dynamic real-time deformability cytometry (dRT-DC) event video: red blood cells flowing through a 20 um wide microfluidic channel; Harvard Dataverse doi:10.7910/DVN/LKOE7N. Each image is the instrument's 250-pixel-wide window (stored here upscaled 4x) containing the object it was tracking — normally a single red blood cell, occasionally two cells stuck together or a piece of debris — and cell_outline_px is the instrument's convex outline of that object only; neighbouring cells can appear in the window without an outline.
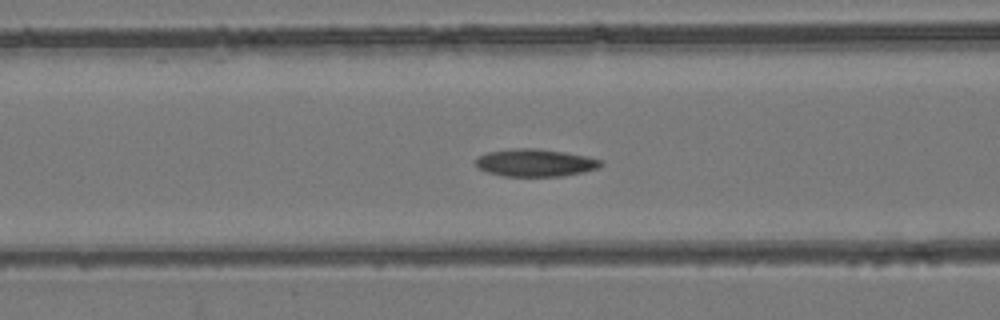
{"species": "common noctule bat (a hibernating species)", "species_latin": "Nyctalus noctula", "temperature_condition": "room temperature", "stored_images_in_passage": 32, "segment_of_instrument_passage": [1, 3], "camera_frame_rate_fps": 3000, "um_per_image_px": 0.085, "animal": {"sex": "female", "body_mass_g": 24.6, "forearm_length_mm": 56.2}, "frame": {"image": 1, "passage_image": 6, "time_ms": 1.667, "image_size_px": [1000, 320], "cell_outline_px": [[604, 164], [596, 168], [584, 172], [560, 176], [504, 176], [488, 172], [480, 168], [476, 164], [476, 160], [480, 156], [488, 152], [516, 148], [536, 148], [564, 152], [604, 160]], "centroid_in_image_um": [45.53, 13.83], "position_along_channel_um": 121.1, "area_um2": 19.83}}
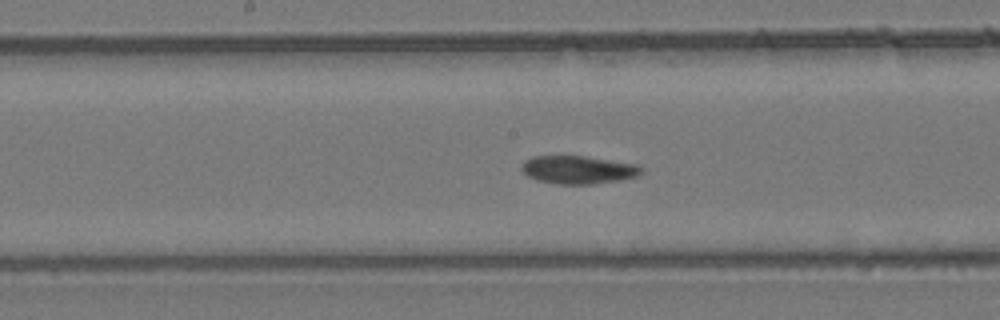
{"frame": {"image": 2, "passage_image": 12, "time_ms": 3.667, "image_size_px": [1000, 320], "cell_outline_px": [[644, 168], [636, 176], [620, 180], [592, 184], [556, 184], [536, 180], [528, 176], [520, 168], [524, 160], [532, 156], [584, 156], [640, 164]], "centroid_in_image_um": [49.14, 14.42], "position_along_channel_um": 199.1, "area_um2": 19.71}}
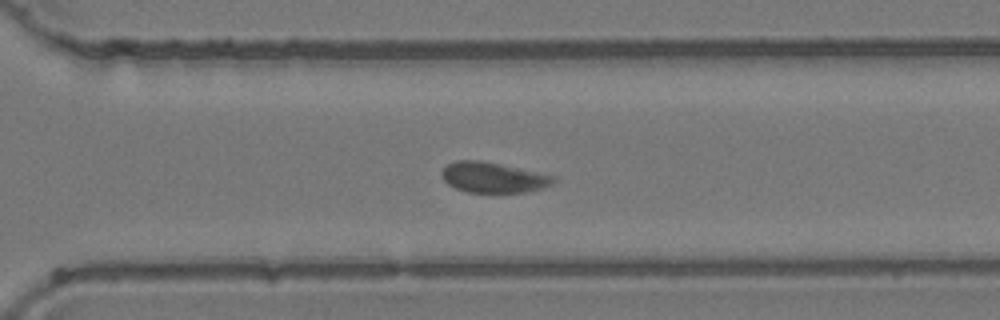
{"frame": {"image": 3, "passage_image": 22, "time_ms": 7.0, "image_size_px": [1000, 320], "cell_outline_px": [[556, 180], [552, 184], [544, 188], [528, 192], [468, 192], [456, 188], [448, 184], [444, 180], [440, 172], [448, 164], [456, 160], [484, 160], [556, 176]], "centroid_in_image_um": [41.95, 15.07], "position_along_channel_um": 328.7, "area_um2": 19.94}}